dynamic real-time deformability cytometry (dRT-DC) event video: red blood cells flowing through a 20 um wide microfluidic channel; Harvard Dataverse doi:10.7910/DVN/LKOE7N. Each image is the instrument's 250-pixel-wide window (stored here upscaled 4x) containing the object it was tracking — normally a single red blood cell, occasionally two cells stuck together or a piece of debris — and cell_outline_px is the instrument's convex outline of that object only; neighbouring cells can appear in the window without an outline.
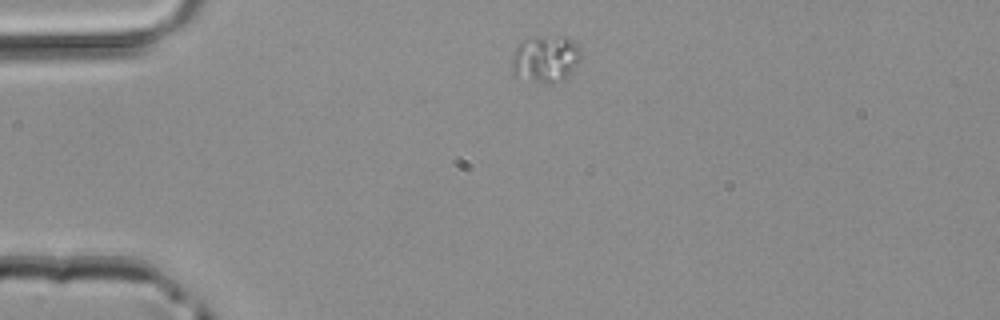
{"species": "common noctule bat (a hibernating species)", "species_latin": "Nyctalus noctula", "temperature_condition": "room temperature", "stored_images_in_passage": 2, "camera_frame_rate_fps": 3000, "um_per_image_px": 0.085, "animal": {"sex": "male", "body_mass_g": 20.4}, "frame": {"image": 1, "passage_image": 1, "time_ms": 0.0, "image_size_px": [1000, 320], "cell_outline_px": [[580, 60], [572, 72], [564, 80], [548, 84], [544, 84], [512, 76], [512, 52], [524, 40], [560, 36], [564, 36], [576, 40], [580, 44]], "centroid_in_image_um": [46.4, 5.04], "position_along_channel_um": 38.6, "area_um2": 19.19}}
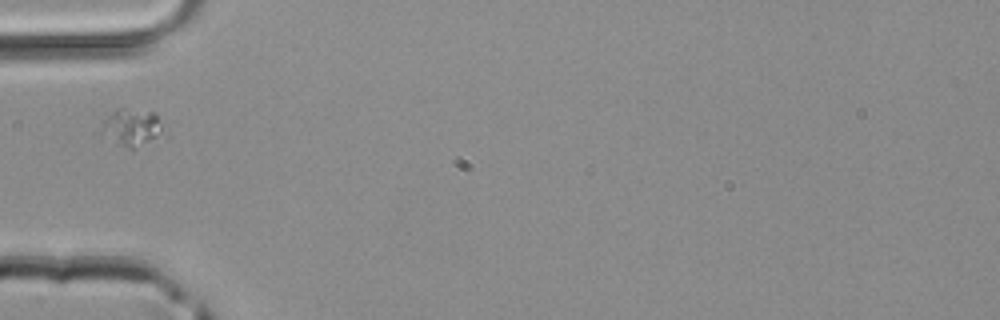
{"frame": {"image": 2, "passage_image": 2, "time_ms": 0.333, "image_size_px": [1000, 320], "cell_outline_px": [[160, 132], [156, 136], [132, 148], [128, 148], [100, 136], [104, 120], [116, 108], [124, 108], [156, 112], [160, 120]], "centroid_in_image_um": [11.11, 10.78], "position_along_channel_um": 73.9, "area_um2": 12.89}}